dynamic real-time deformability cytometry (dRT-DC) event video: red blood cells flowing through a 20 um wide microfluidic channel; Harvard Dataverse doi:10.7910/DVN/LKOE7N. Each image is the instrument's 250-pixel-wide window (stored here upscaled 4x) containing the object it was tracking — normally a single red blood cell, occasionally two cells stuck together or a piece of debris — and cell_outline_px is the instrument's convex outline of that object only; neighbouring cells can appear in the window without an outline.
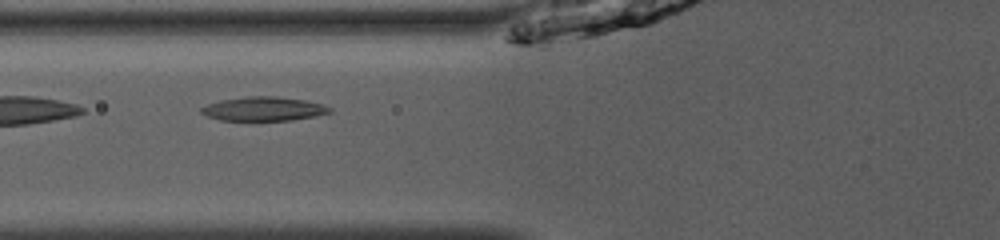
{"species": "common noctule bat (a hibernating species)", "species_latin": "Nyctalus noctula", "temperature_condition": "room temperature", "stored_images_in_passage": 32, "camera_frame_rate_fps": 3000, "um_per_image_px": 0.085, "animal": {"sex": "male", "body_mass_g": 13.0, "forearm_length_mm": 53.1}, "frame": {"image": 1, "passage_image": 3, "time_ms": 0.667, "image_size_px": [1000, 240], "cell_outline_px": [[332, 112], [316, 116], [292, 120], [220, 120], [208, 116], [200, 112], [200, 108], [208, 104], [220, 100], [248, 96], [276, 96], [304, 100], [320, 104], [332, 108]], "centroid_in_image_um": [22.41, 9.25], "position_along_channel_um": 103.4, "area_um2": 17.86}}
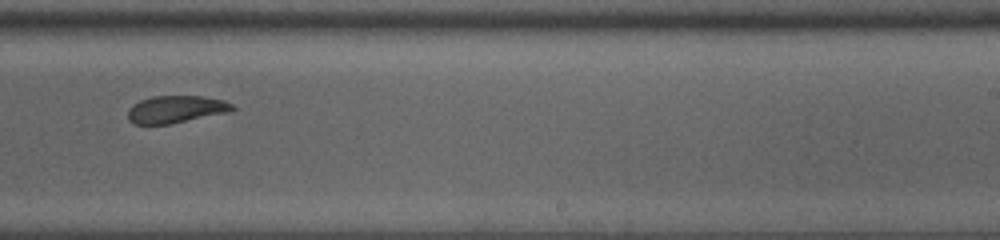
{"frame": {"image": 2, "passage_image": 16, "time_ms": 5.0, "image_size_px": [1000, 240], "cell_outline_px": [[236, 108], [232, 112], [168, 124], [136, 124], [128, 120], [128, 108], [132, 104], [140, 100], [152, 96], [200, 96], [224, 100], [232, 104]], "centroid_in_image_um": [14.96, 9.29], "position_along_channel_um": 274.0, "area_um2": 16.76}}
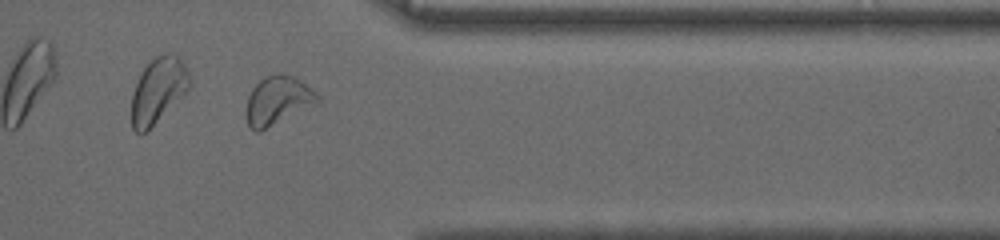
{"frame": {"image": 3, "passage_image": 25, "time_ms": 8.0, "image_size_px": [1000, 240], "cell_outline_px": [[320, 100], [316, 104], [260, 132], [256, 132], [248, 128], [244, 116], [244, 112], [248, 96], [252, 88], [260, 80], [268, 76], [292, 76], [300, 80], [316, 92], [320, 96]], "centroid_in_image_um": [23.56, 8.61], "position_along_channel_um": 387.8, "area_um2": 20.17}, "authors_computed_cell_mechanics": {"area_um2": 17.6868, "velocity_mm_per_s": 3.937, "shape_relaxation_time_tau1_ms": 2.8885, "shape_relaxation_time_tau2_ms": 2.5615, "deformation_change_tau1": 0.1102, "deformation_change_tau2": 0.0756}}